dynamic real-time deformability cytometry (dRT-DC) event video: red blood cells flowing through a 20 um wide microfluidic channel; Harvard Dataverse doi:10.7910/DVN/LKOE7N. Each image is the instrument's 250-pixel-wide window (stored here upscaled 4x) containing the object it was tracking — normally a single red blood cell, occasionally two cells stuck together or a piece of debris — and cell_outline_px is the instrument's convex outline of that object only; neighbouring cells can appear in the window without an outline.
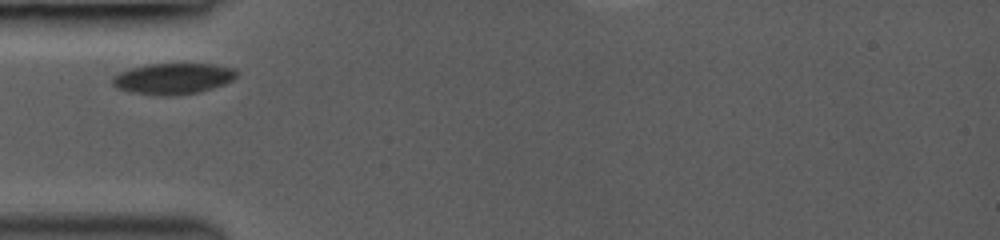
{"species": "common noctule bat (a hibernating species)", "species_latin": "Nyctalus noctula", "temperature_condition": "room temperature", "stored_images_in_passage": 6, "camera_frame_rate_fps": 3000, "um_per_image_px": 0.085, "animal": {"sex": "female", "body_mass_g": 19.0, "forearm_length_mm": 53.3}, "frame": {"image": 1, "passage_image": 1, "time_ms": 0.0, "image_size_px": [1000, 240], "cell_outline_px": [[240, 72], [232, 80], [224, 84], [200, 92], [176, 96], [156, 96], [132, 92], [116, 88], [112, 84], [112, 76], [120, 72], [132, 68], [148, 64], [212, 64], [236, 68]], "centroid_in_image_um": [14.73, 6.69], "position_along_channel_um": 70.3, "area_um2": 22.72}}
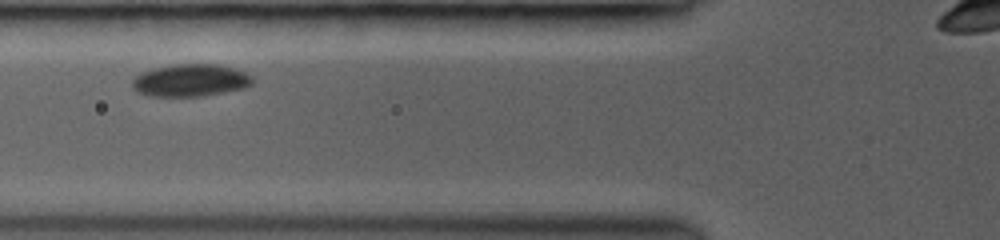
{"frame": {"image": 2, "passage_image": 4, "time_ms": 1.0, "image_size_px": [1000, 240], "cell_outline_px": [[252, 84], [244, 88], [204, 96], [148, 96], [136, 92], [132, 88], [132, 80], [136, 76], [144, 72], [156, 68], [172, 64], [216, 64], [236, 68], [252, 76]], "centroid_in_image_um": [16.19, 6.83], "position_along_channel_um": 109.6, "area_um2": 22.72}}